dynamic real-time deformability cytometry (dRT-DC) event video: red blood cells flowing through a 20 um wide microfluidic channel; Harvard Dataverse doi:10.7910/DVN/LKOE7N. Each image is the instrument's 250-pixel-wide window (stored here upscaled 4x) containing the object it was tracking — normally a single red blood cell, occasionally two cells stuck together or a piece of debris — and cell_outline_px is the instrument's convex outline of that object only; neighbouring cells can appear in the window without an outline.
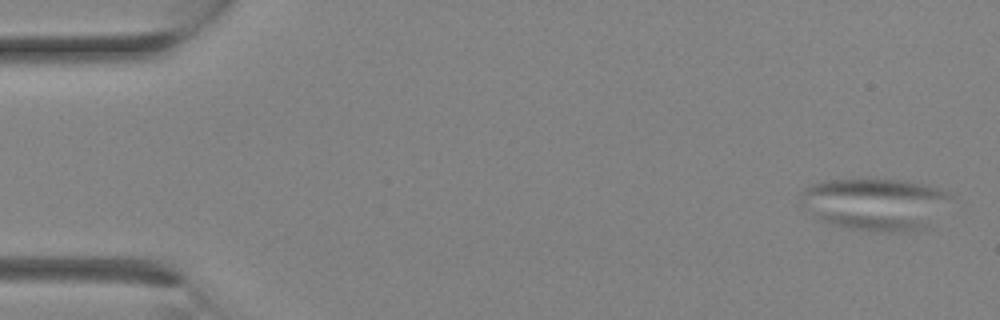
{"species": "Egyptian fruit bat (a non-hibernating species)", "species_latin": "Rousettus aegyptiacus", "temperature_condition": "room temperature", "stored_images_in_passage": 8, "camera_frame_rate_fps": 3000, "um_per_image_px": 0.085, "animal": {"sex": "female"}, "frame": {"image": 1, "passage_image": 1, "time_ms": 0.0, "image_size_px": [1000, 320], "cell_outline_px": [[952, 196], [928, 224], [924, 228], [904, 232], [880, 232], [848, 228], [832, 224], [820, 220], [812, 216], [800, 204], [800, 192], [808, 184], [828, 180], [852, 176], [908, 180], [940, 188], [948, 192]], "centroid_in_image_um": [74.28, 17.28], "position_along_channel_um": 10.7, "area_um2": 46.59}}
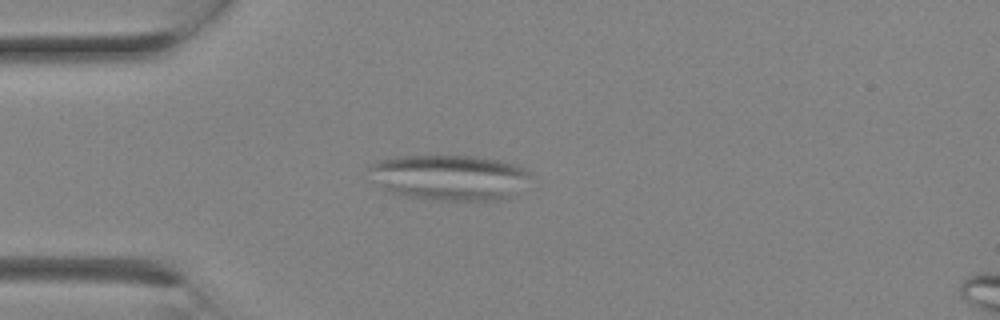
{"frame": {"image": 2, "passage_image": 7, "time_ms": 2.0, "image_size_px": [1000, 320], "cell_outline_px": [[528, 176], [504, 200], [436, 200], [408, 196], [388, 192], [384, 188], [368, 168], [372, 164], [380, 160], [396, 156], [476, 156], [500, 160], [512, 164], [528, 172]], "centroid_in_image_um": [38.13, 15.07], "position_along_channel_um": 46.9, "area_um2": 41.56}}